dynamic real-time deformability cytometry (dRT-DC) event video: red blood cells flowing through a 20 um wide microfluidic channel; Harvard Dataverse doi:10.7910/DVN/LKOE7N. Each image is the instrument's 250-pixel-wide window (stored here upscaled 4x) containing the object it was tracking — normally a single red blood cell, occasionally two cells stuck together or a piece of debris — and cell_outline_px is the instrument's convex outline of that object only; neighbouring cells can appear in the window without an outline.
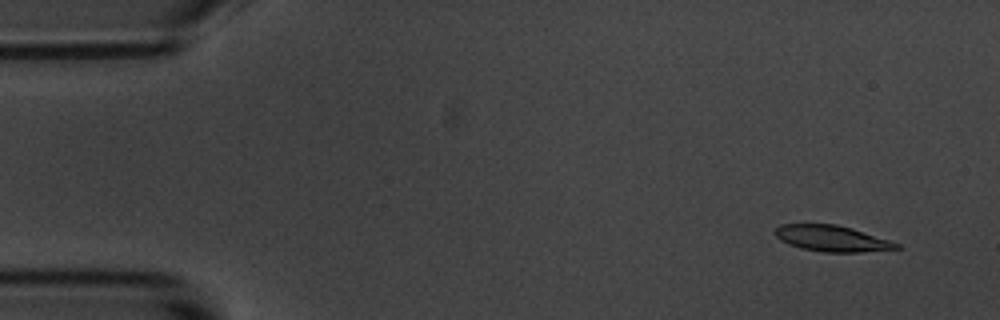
{"species": "common noctule bat (a hibernating species)", "species_latin": "Nyctalus noctula", "temperature_condition": "room temperature", "stored_images_in_passage": 6, "camera_frame_rate_fps": 3000, "um_per_image_px": 0.085, "animal": {"sex": "male", "body_mass_g": 20.1, "forearm_length_mm": 53.5}, "frame": {"image": 1, "passage_image": 1, "time_ms": 0.0, "image_size_px": [1000, 320], "cell_outline_px": [[904, 248], [860, 252], [824, 252], [800, 248], [788, 244], [780, 240], [772, 232], [780, 224], [836, 224], [852, 228], [900, 244]], "centroid_in_image_um": [70.68, 20.27], "position_along_channel_um": 14.3, "area_um2": 18.44}}
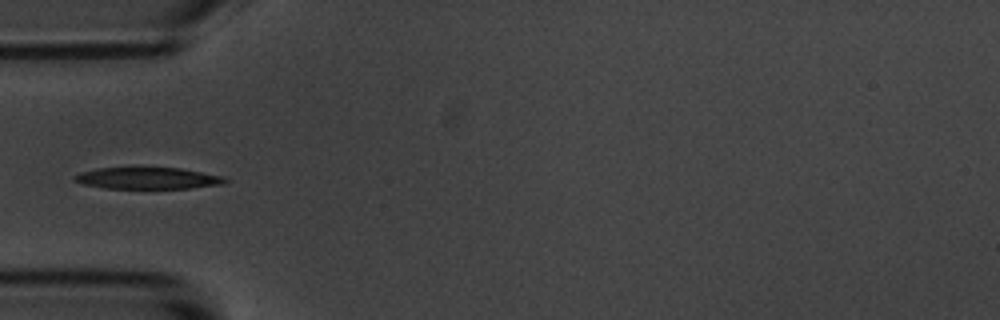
{"frame": {"image": 2, "passage_image": 5, "time_ms": 4.667, "image_size_px": [1000, 320], "cell_outline_px": [[228, 180], [220, 184], [188, 188], [104, 188], [84, 184], [72, 180], [72, 176], [80, 172], [96, 168], [132, 164], [180, 168], [224, 176]], "centroid_in_image_um": [12.44, 15.08], "position_along_channel_um": 72.6, "area_um2": 20.0}}